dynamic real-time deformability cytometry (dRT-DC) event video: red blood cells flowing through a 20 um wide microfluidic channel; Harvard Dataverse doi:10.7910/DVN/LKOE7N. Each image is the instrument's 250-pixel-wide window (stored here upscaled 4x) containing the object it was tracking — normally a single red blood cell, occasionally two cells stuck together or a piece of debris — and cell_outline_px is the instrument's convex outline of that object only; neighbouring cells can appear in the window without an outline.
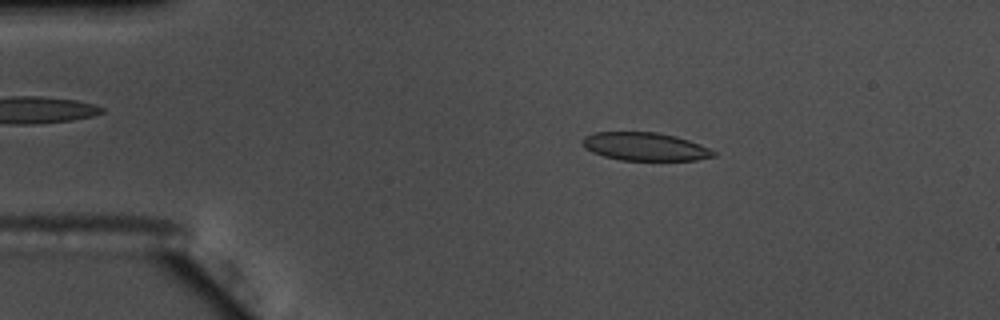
{"species": "common noctule bat (a hibernating species)", "species_latin": "Nyctalus noctula", "temperature_condition": "warm", "stored_images_in_passage": 55, "camera_frame_rate_fps": 3000, "um_per_image_px": 0.085, "animal": {"sex": "male", "body_mass_g": 17.5, "forearm_length_mm": 52.3}, "frame": {"image": 1, "passage_image": 10, "time_ms": 3.0, "image_size_px": [1000, 320], "cell_outline_px": [[716, 156], [696, 160], [620, 160], [604, 156], [592, 152], [584, 148], [580, 144], [580, 140], [584, 136], [596, 132], [656, 132], [676, 136], [700, 144], [716, 152]], "centroid_in_image_um": [54.78, 12.46], "position_along_channel_um": 30.2, "area_um2": 21.62}}
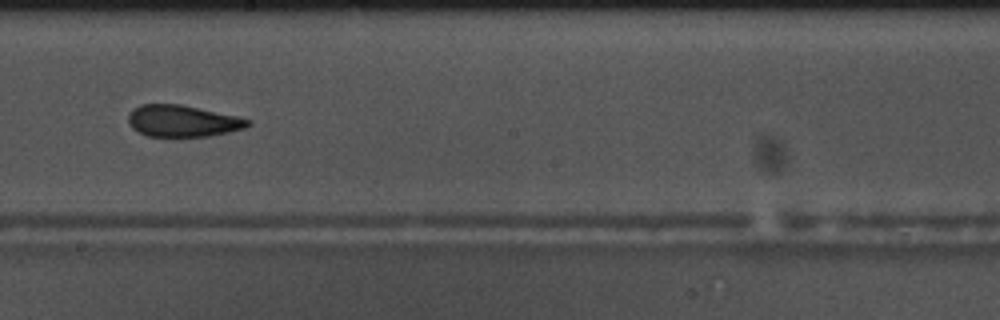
{"frame": {"image": 2, "passage_image": 31, "time_ms": 10.0, "image_size_px": [1000, 320], "cell_outline_px": [[252, 124], [244, 128], [228, 132], [208, 136], [148, 136], [132, 128], [128, 120], [128, 116], [132, 108], [140, 104], [180, 104], [236, 116], [252, 120]], "centroid_in_image_um": [15.51, 10.27], "position_along_channel_um": 232.7, "area_um2": 21.91}}
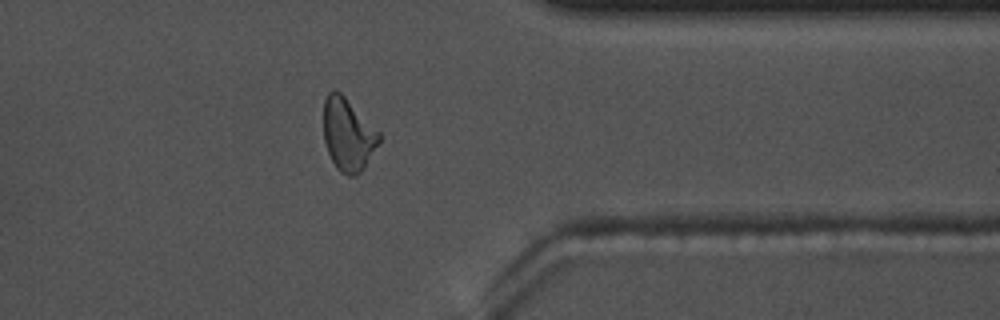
{"frame": {"image": 3, "passage_image": 44, "time_ms": 14.333, "image_size_px": [1000, 320], "cell_outline_px": [[380, 140], [364, 168], [356, 176], [348, 176], [340, 172], [336, 168], [328, 152], [324, 140], [324, 100], [328, 92], [340, 92], [380, 132]], "centroid_in_image_um": [29.58, 11.47], "position_along_channel_um": 381.8, "area_um2": 23.24}, "authors_computed_cell_mechanics": {"area_um2": 22.7154, "velocity_mm_per_s": 3.6701, "shape_relaxation_time_tau1_ms": 8.6733, "shape_relaxation_time_tau2_ms": 2.9115, "deformation_change_tau1": 0.1905, "deformation_change_tau2": 0.1122}}